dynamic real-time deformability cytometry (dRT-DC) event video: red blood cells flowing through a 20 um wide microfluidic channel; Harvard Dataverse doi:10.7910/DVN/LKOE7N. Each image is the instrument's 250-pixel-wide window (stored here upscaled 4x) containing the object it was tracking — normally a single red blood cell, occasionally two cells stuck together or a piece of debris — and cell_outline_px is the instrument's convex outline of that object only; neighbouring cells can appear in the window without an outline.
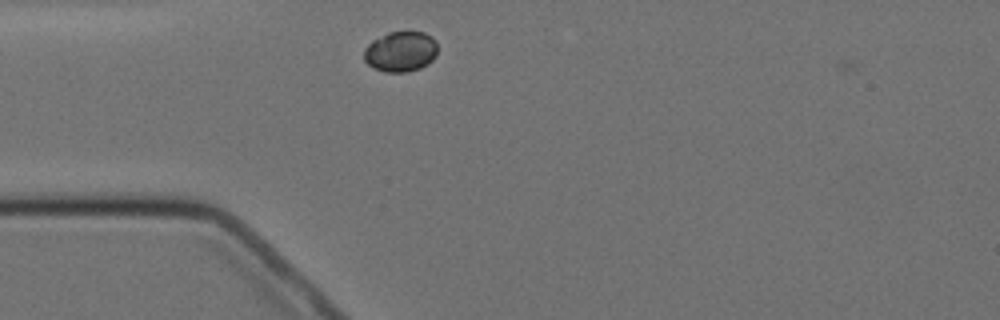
{"species": "Egyptian fruit bat (a non-hibernating species)", "species_latin": "Rousettus aegyptiacus", "temperature_condition": "cold", "stored_images_in_passage": 1, "camera_frame_rate_fps": 3000, "um_per_image_px": 0.085, "animal": {"sex": "female"}, "frame": {"image": 1, "passage_image": 1, "time_ms": 0.0, "image_size_px": [1000, 320], "cell_outline_px": [[436, 56], [428, 64], [420, 68], [408, 72], [384, 72], [368, 64], [364, 60], [364, 48], [372, 40], [388, 32], [424, 32], [432, 36], [436, 40]], "centroid_in_image_um": [34.06, 4.38], "position_along_channel_um": 50.9, "area_um2": 17.4}}